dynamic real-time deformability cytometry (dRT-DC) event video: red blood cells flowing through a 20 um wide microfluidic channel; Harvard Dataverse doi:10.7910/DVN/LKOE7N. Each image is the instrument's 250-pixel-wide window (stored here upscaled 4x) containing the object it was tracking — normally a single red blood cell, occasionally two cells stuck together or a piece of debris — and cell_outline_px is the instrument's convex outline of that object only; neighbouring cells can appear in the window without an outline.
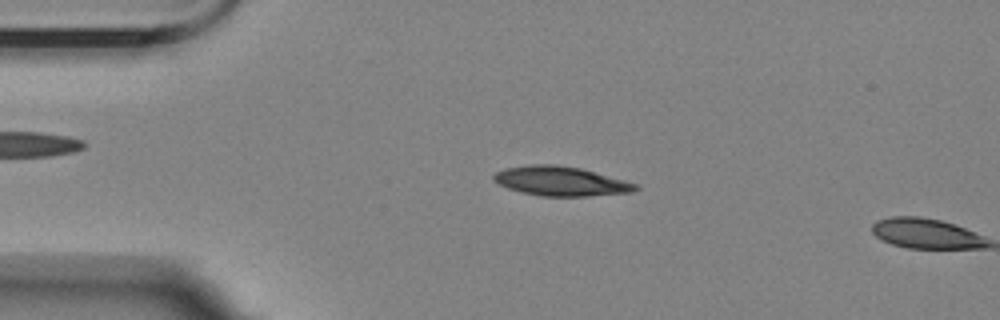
{"species": "Egyptian fruit bat (a non-hibernating species)", "species_latin": "Rousettus aegyptiacus", "temperature_condition": "room temperature", "stored_images_in_passage": 3, "camera_frame_rate_fps": 3000, "um_per_image_px": 0.085, "animal": {"sex": "female"}, "frame": {"image": 1, "passage_image": 2, "time_ms": 1.333, "image_size_px": [1000, 320], "cell_outline_px": [[640, 188], [632, 192], [588, 196], [544, 196], [520, 192], [508, 188], [492, 180], [492, 176], [496, 172], [504, 168], [528, 164], [556, 164], [580, 168], [624, 180], [636, 184]], "centroid_in_image_um": [47.63, 15.39], "position_along_channel_um": 37.4, "area_um2": 24.28}}